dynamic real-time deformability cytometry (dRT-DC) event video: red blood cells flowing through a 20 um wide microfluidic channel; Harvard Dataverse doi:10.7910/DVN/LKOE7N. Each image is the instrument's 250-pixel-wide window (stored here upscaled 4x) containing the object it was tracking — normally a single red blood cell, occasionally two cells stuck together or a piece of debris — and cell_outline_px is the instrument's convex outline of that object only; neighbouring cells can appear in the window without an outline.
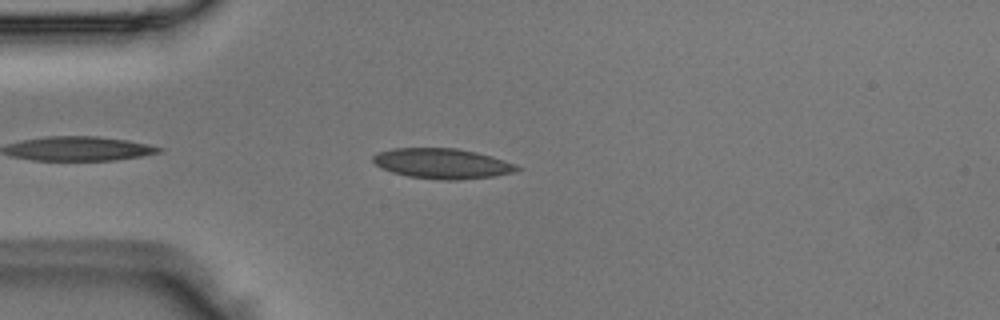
{"species": "Egyptian fruit bat (a non-hibernating species)", "species_latin": "Rousettus aegyptiacus", "temperature_condition": "room temperature", "stored_images_in_passage": 5, "camera_frame_rate_fps": 3000, "um_per_image_px": 0.085, "animal": {"sex": "male"}, "frame": {"image": 1, "passage_image": 3, "time_ms": 0.667, "image_size_px": [1000, 320], "cell_outline_px": [[524, 168], [516, 172], [496, 176], [460, 180], [440, 180], [408, 176], [392, 172], [380, 168], [372, 160], [372, 156], [376, 152], [392, 148], [456, 148], [476, 152], [492, 156], [516, 164]], "centroid_in_image_um": [37.61, 13.9], "position_along_channel_um": 47.4, "area_um2": 25.72}}